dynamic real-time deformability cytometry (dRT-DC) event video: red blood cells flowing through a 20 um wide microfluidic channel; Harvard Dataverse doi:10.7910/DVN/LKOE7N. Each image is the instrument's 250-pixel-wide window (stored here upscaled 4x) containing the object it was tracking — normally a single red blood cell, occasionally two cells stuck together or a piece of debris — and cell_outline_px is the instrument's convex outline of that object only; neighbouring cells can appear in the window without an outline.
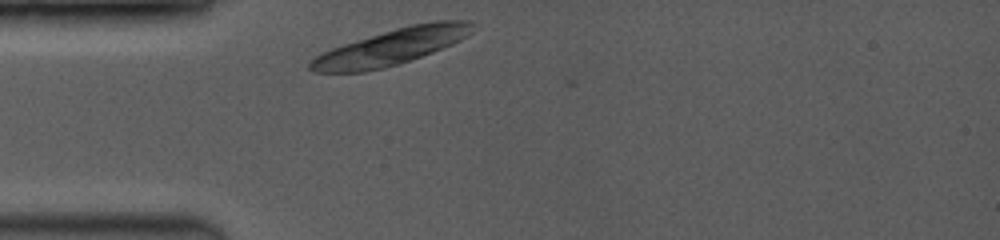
{"species": "common noctule bat (a hibernating species)", "species_latin": "Nyctalus noctula", "temperature_condition": "room temperature", "stored_images_in_passage": 4, "camera_frame_rate_fps": 3500, "um_per_image_px": 0.085, "animal": {"sex": "female", "body_mass_g": 19.0, "forearm_length_mm": 53.3}, "frame": {"image": 1, "passage_image": 3, "time_ms": 0.571, "image_size_px": [1000, 240], "cell_outline_px": [[476, 24], [472, 32], [460, 40], [452, 44], [432, 52], [384, 68], [364, 72], [312, 72], [308, 68], [308, 60], [332, 48], [344, 44], [396, 28], [412, 24], [436, 20], [468, 20]], "centroid_in_image_um": [33.27, 3.98], "position_along_channel_um": 51.7, "area_um2": 33.7}}